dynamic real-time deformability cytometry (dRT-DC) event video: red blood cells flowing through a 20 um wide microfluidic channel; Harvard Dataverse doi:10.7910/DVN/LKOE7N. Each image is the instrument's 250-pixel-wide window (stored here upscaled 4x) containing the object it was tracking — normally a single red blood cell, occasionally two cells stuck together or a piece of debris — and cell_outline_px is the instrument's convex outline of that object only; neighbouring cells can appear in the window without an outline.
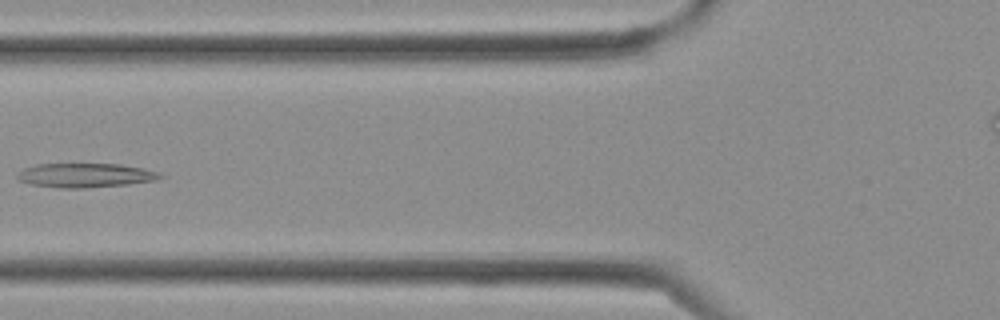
{"species": "Egyptian fruit bat (a non-hibernating species)", "species_latin": "Rousettus aegyptiacus", "temperature_condition": "cold", "stored_images_in_passage": 3, "camera_frame_rate_fps": 3000, "um_per_image_px": 0.085, "frame": {"image": 1, "passage_image": 3, "time_ms": 0.667, "image_size_px": [1000, 320], "cell_outline_px": [[164, 176], [156, 180], [128, 184], [84, 188], [60, 188], [32, 184], [20, 180], [16, 176], [16, 172], [24, 168], [36, 164], [120, 164], [144, 168], [160, 172]], "centroid_in_image_um": [7.26, 14.89], "position_along_channel_um": 118.5, "area_um2": 20.17}}